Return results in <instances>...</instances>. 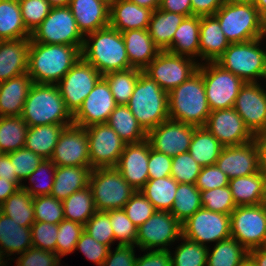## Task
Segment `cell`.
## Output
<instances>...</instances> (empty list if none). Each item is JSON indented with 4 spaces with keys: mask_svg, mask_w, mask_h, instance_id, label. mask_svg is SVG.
Segmentation results:
<instances>
[{
    "mask_svg": "<svg viewBox=\"0 0 266 266\" xmlns=\"http://www.w3.org/2000/svg\"><path fill=\"white\" fill-rule=\"evenodd\" d=\"M4 258H6V257L3 254V252L0 250V266H8L9 265V263L7 262L8 259H4Z\"/></svg>",
    "mask_w": 266,
    "mask_h": 266,
    "instance_id": "09005b40",
    "label": "cell"
},
{
    "mask_svg": "<svg viewBox=\"0 0 266 266\" xmlns=\"http://www.w3.org/2000/svg\"><path fill=\"white\" fill-rule=\"evenodd\" d=\"M142 71L137 68H130L123 71L108 72L102 76L107 81L117 105L128 104Z\"/></svg>",
    "mask_w": 266,
    "mask_h": 266,
    "instance_id": "f6af8a7d",
    "label": "cell"
},
{
    "mask_svg": "<svg viewBox=\"0 0 266 266\" xmlns=\"http://www.w3.org/2000/svg\"><path fill=\"white\" fill-rule=\"evenodd\" d=\"M204 79L206 98L211 111L234 107L240 88L245 82L217 62L199 64Z\"/></svg>",
    "mask_w": 266,
    "mask_h": 266,
    "instance_id": "9c48e42d",
    "label": "cell"
},
{
    "mask_svg": "<svg viewBox=\"0 0 266 266\" xmlns=\"http://www.w3.org/2000/svg\"><path fill=\"white\" fill-rule=\"evenodd\" d=\"M50 160L56 166H90L86 128L70 125L58 138Z\"/></svg>",
    "mask_w": 266,
    "mask_h": 266,
    "instance_id": "d6986e66",
    "label": "cell"
},
{
    "mask_svg": "<svg viewBox=\"0 0 266 266\" xmlns=\"http://www.w3.org/2000/svg\"><path fill=\"white\" fill-rule=\"evenodd\" d=\"M109 215L111 227L113 229L114 240L118 245H135L137 238V227L127 217L123 209L109 210L106 212Z\"/></svg>",
    "mask_w": 266,
    "mask_h": 266,
    "instance_id": "816d5d0a",
    "label": "cell"
},
{
    "mask_svg": "<svg viewBox=\"0 0 266 266\" xmlns=\"http://www.w3.org/2000/svg\"><path fill=\"white\" fill-rule=\"evenodd\" d=\"M22 119L28 127L44 124H73V115L55 84L33 83L24 103Z\"/></svg>",
    "mask_w": 266,
    "mask_h": 266,
    "instance_id": "277c9868",
    "label": "cell"
},
{
    "mask_svg": "<svg viewBox=\"0 0 266 266\" xmlns=\"http://www.w3.org/2000/svg\"><path fill=\"white\" fill-rule=\"evenodd\" d=\"M121 33L133 68L143 70L160 52L148 29H134Z\"/></svg>",
    "mask_w": 266,
    "mask_h": 266,
    "instance_id": "f1b7e54d",
    "label": "cell"
},
{
    "mask_svg": "<svg viewBox=\"0 0 266 266\" xmlns=\"http://www.w3.org/2000/svg\"><path fill=\"white\" fill-rule=\"evenodd\" d=\"M144 253L137 257L135 266H171L170 250H147Z\"/></svg>",
    "mask_w": 266,
    "mask_h": 266,
    "instance_id": "03108f58",
    "label": "cell"
},
{
    "mask_svg": "<svg viewBox=\"0 0 266 266\" xmlns=\"http://www.w3.org/2000/svg\"><path fill=\"white\" fill-rule=\"evenodd\" d=\"M224 147L236 146L254 140L234 108L211 111L204 126Z\"/></svg>",
    "mask_w": 266,
    "mask_h": 266,
    "instance_id": "44dd1931",
    "label": "cell"
},
{
    "mask_svg": "<svg viewBox=\"0 0 266 266\" xmlns=\"http://www.w3.org/2000/svg\"><path fill=\"white\" fill-rule=\"evenodd\" d=\"M26 29L32 33L48 16L51 5L47 0H18Z\"/></svg>",
    "mask_w": 266,
    "mask_h": 266,
    "instance_id": "db71d44e",
    "label": "cell"
},
{
    "mask_svg": "<svg viewBox=\"0 0 266 266\" xmlns=\"http://www.w3.org/2000/svg\"><path fill=\"white\" fill-rule=\"evenodd\" d=\"M213 16L230 43L266 37V22L253 3H224Z\"/></svg>",
    "mask_w": 266,
    "mask_h": 266,
    "instance_id": "8992f818",
    "label": "cell"
},
{
    "mask_svg": "<svg viewBox=\"0 0 266 266\" xmlns=\"http://www.w3.org/2000/svg\"><path fill=\"white\" fill-rule=\"evenodd\" d=\"M152 13L153 10L141 7L129 0H112L109 26L120 32L148 29Z\"/></svg>",
    "mask_w": 266,
    "mask_h": 266,
    "instance_id": "d4e9b609",
    "label": "cell"
},
{
    "mask_svg": "<svg viewBox=\"0 0 266 266\" xmlns=\"http://www.w3.org/2000/svg\"><path fill=\"white\" fill-rule=\"evenodd\" d=\"M18 189L19 187L14 182L0 178V205Z\"/></svg>",
    "mask_w": 266,
    "mask_h": 266,
    "instance_id": "8c879c8a",
    "label": "cell"
},
{
    "mask_svg": "<svg viewBox=\"0 0 266 266\" xmlns=\"http://www.w3.org/2000/svg\"><path fill=\"white\" fill-rule=\"evenodd\" d=\"M82 47L36 43L30 38L27 73L32 82L56 85L82 57Z\"/></svg>",
    "mask_w": 266,
    "mask_h": 266,
    "instance_id": "6da1fadb",
    "label": "cell"
},
{
    "mask_svg": "<svg viewBox=\"0 0 266 266\" xmlns=\"http://www.w3.org/2000/svg\"><path fill=\"white\" fill-rule=\"evenodd\" d=\"M159 9L186 17L192 16L191 0H160Z\"/></svg>",
    "mask_w": 266,
    "mask_h": 266,
    "instance_id": "a7ac6f4b",
    "label": "cell"
},
{
    "mask_svg": "<svg viewBox=\"0 0 266 266\" xmlns=\"http://www.w3.org/2000/svg\"><path fill=\"white\" fill-rule=\"evenodd\" d=\"M201 208V191L196 185L178 183L170 213L182 224Z\"/></svg>",
    "mask_w": 266,
    "mask_h": 266,
    "instance_id": "ee69618b",
    "label": "cell"
},
{
    "mask_svg": "<svg viewBox=\"0 0 266 266\" xmlns=\"http://www.w3.org/2000/svg\"><path fill=\"white\" fill-rule=\"evenodd\" d=\"M248 258V251L233 237L208 248L206 266H240Z\"/></svg>",
    "mask_w": 266,
    "mask_h": 266,
    "instance_id": "ab89813d",
    "label": "cell"
},
{
    "mask_svg": "<svg viewBox=\"0 0 266 266\" xmlns=\"http://www.w3.org/2000/svg\"><path fill=\"white\" fill-rule=\"evenodd\" d=\"M216 165L227 175L229 180L257 173L259 171V152L255 141L223 147Z\"/></svg>",
    "mask_w": 266,
    "mask_h": 266,
    "instance_id": "7402d4cb",
    "label": "cell"
},
{
    "mask_svg": "<svg viewBox=\"0 0 266 266\" xmlns=\"http://www.w3.org/2000/svg\"><path fill=\"white\" fill-rule=\"evenodd\" d=\"M224 4V0H191L192 15L213 16Z\"/></svg>",
    "mask_w": 266,
    "mask_h": 266,
    "instance_id": "003e7915",
    "label": "cell"
},
{
    "mask_svg": "<svg viewBox=\"0 0 266 266\" xmlns=\"http://www.w3.org/2000/svg\"><path fill=\"white\" fill-rule=\"evenodd\" d=\"M91 167L56 166L51 196L63 201L74 192L89 186Z\"/></svg>",
    "mask_w": 266,
    "mask_h": 266,
    "instance_id": "4dcf8cb0",
    "label": "cell"
},
{
    "mask_svg": "<svg viewBox=\"0 0 266 266\" xmlns=\"http://www.w3.org/2000/svg\"><path fill=\"white\" fill-rule=\"evenodd\" d=\"M81 56L102 75L133 68L129 62L122 33L111 26L86 34Z\"/></svg>",
    "mask_w": 266,
    "mask_h": 266,
    "instance_id": "7a4b0ae2",
    "label": "cell"
},
{
    "mask_svg": "<svg viewBox=\"0 0 266 266\" xmlns=\"http://www.w3.org/2000/svg\"><path fill=\"white\" fill-rule=\"evenodd\" d=\"M253 4L257 8L260 17L266 22V0H254Z\"/></svg>",
    "mask_w": 266,
    "mask_h": 266,
    "instance_id": "11e5206c",
    "label": "cell"
},
{
    "mask_svg": "<svg viewBox=\"0 0 266 266\" xmlns=\"http://www.w3.org/2000/svg\"><path fill=\"white\" fill-rule=\"evenodd\" d=\"M0 212L20 226L31 227L35 222L33 197L22 188H19L0 205Z\"/></svg>",
    "mask_w": 266,
    "mask_h": 266,
    "instance_id": "60d3db41",
    "label": "cell"
},
{
    "mask_svg": "<svg viewBox=\"0 0 266 266\" xmlns=\"http://www.w3.org/2000/svg\"><path fill=\"white\" fill-rule=\"evenodd\" d=\"M201 170L189 152L172 157L171 177L178 183L195 184Z\"/></svg>",
    "mask_w": 266,
    "mask_h": 266,
    "instance_id": "f5cc1de1",
    "label": "cell"
},
{
    "mask_svg": "<svg viewBox=\"0 0 266 266\" xmlns=\"http://www.w3.org/2000/svg\"><path fill=\"white\" fill-rule=\"evenodd\" d=\"M84 231L99 243L110 248L115 242L109 215L106 212L97 211L84 225Z\"/></svg>",
    "mask_w": 266,
    "mask_h": 266,
    "instance_id": "11a10c76",
    "label": "cell"
},
{
    "mask_svg": "<svg viewBox=\"0 0 266 266\" xmlns=\"http://www.w3.org/2000/svg\"><path fill=\"white\" fill-rule=\"evenodd\" d=\"M116 106L107 81L101 77L80 108L73 114V124L87 128L94 124L107 123Z\"/></svg>",
    "mask_w": 266,
    "mask_h": 266,
    "instance_id": "ffe728a7",
    "label": "cell"
},
{
    "mask_svg": "<svg viewBox=\"0 0 266 266\" xmlns=\"http://www.w3.org/2000/svg\"><path fill=\"white\" fill-rule=\"evenodd\" d=\"M83 231L84 225L63 219L58 224L56 254L63 258V256L74 253L76 244Z\"/></svg>",
    "mask_w": 266,
    "mask_h": 266,
    "instance_id": "c3c4849f",
    "label": "cell"
},
{
    "mask_svg": "<svg viewBox=\"0 0 266 266\" xmlns=\"http://www.w3.org/2000/svg\"><path fill=\"white\" fill-rule=\"evenodd\" d=\"M201 204L206 210L230 215L237 207L229 185L207 191H201Z\"/></svg>",
    "mask_w": 266,
    "mask_h": 266,
    "instance_id": "681fc988",
    "label": "cell"
},
{
    "mask_svg": "<svg viewBox=\"0 0 266 266\" xmlns=\"http://www.w3.org/2000/svg\"><path fill=\"white\" fill-rule=\"evenodd\" d=\"M223 147L205 127H196L190 142L189 153L201 167H206L216 164Z\"/></svg>",
    "mask_w": 266,
    "mask_h": 266,
    "instance_id": "8d00e7d4",
    "label": "cell"
},
{
    "mask_svg": "<svg viewBox=\"0 0 266 266\" xmlns=\"http://www.w3.org/2000/svg\"><path fill=\"white\" fill-rule=\"evenodd\" d=\"M262 86L261 81L245 82L233 107L253 135L266 132V90Z\"/></svg>",
    "mask_w": 266,
    "mask_h": 266,
    "instance_id": "e0dca14e",
    "label": "cell"
},
{
    "mask_svg": "<svg viewBox=\"0 0 266 266\" xmlns=\"http://www.w3.org/2000/svg\"><path fill=\"white\" fill-rule=\"evenodd\" d=\"M193 58L176 55L169 51H160L143 69L165 92L170 93L175 87L187 81L199 66Z\"/></svg>",
    "mask_w": 266,
    "mask_h": 266,
    "instance_id": "8fae6325",
    "label": "cell"
},
{
    "mask_svg": "<svg viewBox=\"0 0 266 266\" xmlns=\"http://www.w3.org/2000/svg\"><path fill=\"white\" fill-rule=\"evenodd\" d=\"M86 133L91 168L115 167L126 143L107 123L91 125Z\"/></svg>",
    "mask_w": 266,
    "mask_h": 266,
    "instance_id": "2e32d148",
    "label": "cell"
},
{
    "mask_svg": "<svg viewBox=\"0 0 266 266\" xmlns=\"http://www.w3.org/2000/svg\"><path fill=\"white\" fill-rule=\"evenodd\" d=\"M169 118L196 127H204L211 113L204 79L198 69L191 77L168 93Z\"/></svg>",
    "mask_w": 266,
    "mask_h": 266,
    "instance_id": "3957f363",
    "label": "cell"
},
{
    "mask_svg": "<svg viewBox=\"0 0 266 266\" xmlns=\"http://www.w3.org/2000/svg\"><path fill=\"white\" fill-rule=\"evenodd\" d=\"M135 245H118L115 250L110 248L107 258L102 266H135L137 256L135 255Z\"/></svg>",
    "mask_w": 266,
    "mask_h": 266,
    "instance_id": "e7e4bbea",
    "label": "cell"
},
{
    "mask_svg": "<svg viewBox=\"0 0 266 266\" xmlns=\"http://www.w3.org/2000/svg\"><path fill=\"white\" fill-rule=\"evenodd\" d=\"M171 254V266H206L208 248L184 236ZM183 241V242H182Z\"/></svg>",
    "mask_w": 266,
    "mask_h": 266,
    "instance_id": "bcb514c9",
    "label": "cell"
},
{
    "mask_svg": "<svg viewBox=\"0 0 266 266\" xmlns=\"http://www.w3.org/2000/svg\"><path fill=\"white\" fill-rule=\"evenodd\" d=\"M0 178L14 182L19 188L23 184L15 174L10 156L7 153H0Z\"/></svg>",
    "mask_w": 266,
    "mask_h": 266,
    "instance_id": "89a4df30",
    "label": "cell"
},
{
    "mask_svg": "<svg viewBox=\"0 0 266 266\" xmlns=\"http://www.w3.org/2000/svg\"><path fill=\"white\" fill-rule=\"evenodd\" d=\"M182 236L206 247L210 242L216 244L231 237L230 215L202 207L182 223Z\"/></svg>",
    "mask_w": 266,
    "mask_h": 266,
    "instance_id": "9a60e30c",
    "label": "cell"
},
{
    "mask_svg": "<svg viewBox=\"0 0 266 266\" xmlns=\"http://www.w3.org/2000/svg\"><path fill=\"white\" fill-rule=\"evenodd\" d=\"M15 261L16 266H57L61 263V258L53 251L32 246L20 254Z\"/></svg>",
    "mask_w": 266,
    "mask_h": 266,
    "instance_id": "94428289",
    "label": "cell"
},
{
    "mask_svg": "<svg viewBox=\"0 0 266 266\" xmlns=\"http://www.w3.org/2000/svg\"><path fill=\"white\" fill-rule=\"evenodd\" d=\"M68 7L85 36L109 26L110 2L106 0H71Z\"/></svg>",
    "mask_w": 266,
    "mask_h": 266,
    "instance_id": "cb8c5ba5",
    "label": "cell"
},
{
    "mask_svg": "<svg viewBox=\"0 0 266 266\" xmlns=\"http://www.w3.org/2000/svg\"><path fill=\"white\" fill-rule=\"evenodd\" d=\"M199 38L200 16L192 15L185 17L177 28L172 40V45L168 51L198 61L200 57Z\"/></svg>",
    "mask_w": 266,
    "mask_h": 266,
    "instance_id": "1f68e13d",
    "label": "cell"
},
{
    "mask_svg": "<svg viewBox=\"0 0 266 266\" xmlns=\"http://www.w3.org/2000/svg\"><path fill=\"white\" fill-rule=\"evenodd\" d=\"M195 185L200 191H207L219 187L228 186L229 179L227 175L224 174L216 164L209 165L202 167Z\"/></svg>",
    "mask_w": 266,
    "mask_h": 266,
    "instance_id": "6125c7cd",
    "label": "cell"
},
{
    "mask_svg": "<svg viewBox=\"0 0 266 266\" xmlns=\"http://www.w3.org/2000/svg\"><path fill=\"white\" fill-rule=\"evenodd\" d=\"M149 141L125 144L115 168L137 191L148 181Z\"/></svg>",
    "mask_w": 266,
    "mask_h": 266,
    "instance_id": "603a6c76",
    "label": "cell"
},
{
    "mask_svg": "<svg viewBox=\"0 0 266 266\" xmlns=\"http://www.w3.org/2000/svg\"><path fill=\"white\" fill-rule=\"evenodd\" d=\"M30 38L1 40L0 82L27 72Z\"/></svg>",
    "mask_w": 266,
    "mask_h": 266,
    "instance_id": "484cf974",
    "label": "cell"
},
{
    "mask_svg": "<svg viewBox=\"0 0 266 266\" xmlns=\"http://www.w3.org/2000/svg\"><path fill=\"white\" fill-rule=\"evenodd\" d=\"M240 266H255L252 261L247 258Z\"/></svg>",
    "mask_w": 266,
    "mask_h": 266,
    "instance_id": "979ff035",
    "label": "cell"
},
{
    "mask_svg": "<svg viewBox=\"0 0 266 266\" xmlns=\"http://www.w3.org/2000/svg\"><path fill=\"white\" fill-rule=\"evenodd\" d=\"M264 39L266 37L230 43L216 62L244 82H259L258 79L266 81V49L262 47Z\"/></svg>",
    "mask_w": 266,
    "mask_h": 266,
    "instance_id": "52a82bcc",
    "label": "cell"
},
{
    "mask_svg": "<svg viewBox=\"0 0 266 266\" xmlns=\"http://www.w3.org/2000/svg\"><path fill=\"white\" fill-rule=\"evenodd\" d=\"M229 187L236 206L264 203V174L260 171L229 180Z\"/></svg>",
    "mask_w": 266,
    "mask_h": 266,
    "instance_id": "d6a6232c",
    "label": "cell"
},
{
    "mask_svg": "<svg viewBox=\"0 0 266 266\" xmlns=\"http://www.w3.org/2000/svg\"><path fill=\"white\" fill-rule=\"evenodd\" d=\"M89 187L96 211L99 212L123 209L137 191L115 167L93 168L89 177Z\"/></svg>",
    "mask_w": 266,
    "mask_h": 266,
    "instance_id": "ba28073f",
    "label": "cell"
},
{
    "mask_svg": "<svg viewBox=\"0 0 266 266\" xmlns=\"http://www.w3.org/2000/svg\"><path fill=\"white\" fill-rule=\"evenodd\" d=\"M70 125L72 124H44L28 127L24 147L43 159H50L60 134Z\"/></svg>",
    "mask_w": 266,
    "mask_h": 266,
    "instance_id": "e575fe53",
    "label": "cell"
},
{
    "mask_svg": "<svg viewBox=\"0 0 266 266\" xmlns=\"http://www.w3.org/2000/svg\"><path fill=\"white\" fill-rule=\"evenodd\" d=\"M196 126L168 119L147 133L152 149L170 157L189 152Z\"/></svg>",
    "mask_w": 266,
    "mask_h": 266,
    "instance_id": "ac0fdd59",
    "label": "cell"
},
{
    "mask_svg": "<svg viewBox=\"0 0 266 266\" xmlns=\"http://www.w3.org/2000/svg\"><path fill=\"white\" fill-rule=\"evenodd\" d=\"M172 157L151 148L149 143V179L171 176Z\"/></svg>",
    "mask_w": 266,
    "mask_h": 266,
    "instance_id": "be15d7a7",
    "label": "cell"
},
{
    "mask_svg": "<svg viewBox=\"0 0 266 266\" xmlns=\"http://www.w3.org/2000/svg\"><path fill=\"white\" fill-rule=\"evenodd\" d=\"M229 45L230 42L214 16L200 17L199 60L202 63L216 62Z\"/></svg>",
    "mask_w": 266,
    "mask_h": 266,
    "instance_id": "4316f807",
    "label": "cell"
},
{
    "mask_svg": "<svg viewBox=\"0 0 266 266\" xmlns=\"http://www.w3.org/2000/svg\"><path fill=\"white\" fill-rule=\"evenodd\" d=\"M27 131L21 116L0 117V152L8 154L24 148Z\"/></svg>",
    "mask_w": 266,
    "mask_h": 266,
    "instance_id": "7bdbcfd3",
    "label": "cell"
},
{
    "mask_svg": "<svg viewBox=\"0 0 266 266\" xmlns=\"http://www.w3.org/2000/svg\"><path fill=\"white\" fill-rule=\"evenodd\" d=\"M254 141L259 152V171L266 173V132L254 135Z\"/></svg>",
    "mask_w": 266,
    "mask_h": 266,
    "instance_id": "2644e50d",
    "label": "cell"
},
{
    "mask_svg": "<svg viewBox=\"0 0 266 266\" xmlns=\"http://www.w3.org/2000/svg\"><path fill=\"white\" fill-rule=\"evenodd\" d=\"M264 250H266V238H265V241H264V244L262 245V247Z\"/></svg>",
    "mask_w": 266,
    "mask_h": 266,
    "instance_id": "67dfc351",
    "label": "cell"
},
{
    "mask_svg": "<svg viewBox=\"0 0 266 266\" xmlns=\"http://www.w3.org/2000/svg\"><path fill=\"white\" fill-rule=\"evenodd\" d=\"M55 172H56V165L50 159H44L38 165L36 170L32 174H30L26 179H24V182L25 181L27 182V180L31 182L29 184L30 187L27 184L24 185L23 182L21 188L26 190L27 193L32 197L50 195L52 192L53 183L55 179ZM47 173L50 175H48Z\"/></svg>",
    "mask_w": 266,
    "mask_h": 266,
    "instance_id": "7dc6e473",
    "label": "cell"
},
{
    "mask_svg": "<svg viewBox=\"0 0 266 266\" xmlns=\"http://www.w3.org/2000/svg\"><path fill=\"white\" fill-rule=\"evenodd\" d=\"M64 219L85 225L87 221L97 212L91 188L74 192L62 201Z\"/></svg>",
    "mask_w": 266,
    "mask_h": 266,
    "instance_id": "b9f144b4",
    "label": "cell"
},
{
    "mask_svg": "<svg viewBox=\"0 0 266 266\" xmlns=\"http://www.w3.org/2000/svg\"><path fill=\"white\" fill-rule=\"evenodd\" d=\"M31 38L21 15L18 0H0V40Z\"/></svg>",
    "mask_w": 266,
    "mask_h": 266,
    "instance_id": "74e56055",
    "label": "cell"
},
{
    "mask_svg": "<svg viewBox=\"0 0 266 266\" xmlns=\"http://www.w3.org/2000/svg\"><path fill=\"white\" fill-rule=\"evenodd\" d=\"M103 75L82 57L56 84L66 108L73 115Z\"/></svg>",
    "mask_w": 266,
    "mask_h": 266,
    "instance_id": "5bb4252c",
    "label": "cell"
},
{
    "mask_svg": "<svg viewBox=\"0 0 266 266\" xmlns=\"http://www.w3.org/2000/svg\"><path fill=\"white\" fill-rule=\"evenodd\" d=\"M127 106L146 133L170 119L168 93L143 71Z\"/></svg>",
    "mask_w": 266,
    "mask_h": 266,
    "instance_id": "5b68a950",
    "label": "cell"
},
{
    "mask_svg": "<svg viewBox=\"0 0 266 266\" xmlns=\"http://www.w3.org/2000/svg\"><path fill=\"white\" fill-rule=\"evenodd\" d=\"M248 258L255 266H266V250L261 247L249 250Z\"/></svg>",
    "mask_w": 266,
    "mask_h": 266,
    "instance_id": "753ad0ef",
    "label": "cell"
},
{
    "mask_svg": "<svg viewBox=\"0 0 266 266\" xmlns=\"http://www.w3.org/2000/svg\"><path fill=\"white\" fill-rule=\"evenodd\" d=\"M123 210L137 228L156 211L152 203L139 190L132 195Z\"/></svg>",
    "mask_w": 266,
    "mask_h": 266,
    "instance_id": "9f6ffc18",
    "label": "cell"
},
{
    "mask_svg": "<svg viewBox=\"0 0 266 266\" xmlns=\"http://www.w3.org/2000/svg\"><path fill=\"white\" fill-rule=\"evenodd\" d=\"M264 186H265V196H264V201H266V173H264Z\"/></svg>",
    "mask_w": 266,
    "mask_h": 266,
    "instance_id": "deb4b68c",
    "label": "cell"
},
{
    "mask_svg": "<svg viewBox=\"0 0 266 266\" xmlns=\"http://www.w3.org/2000/svg\"><path fill=\"white\" fill-rule=\"evenodd\" d=\"M141 7L151 9L155 11L156 9H159L160 0H129Z\"/></svg>",
    "mask_w": 266,
    "mask_h": 266,
    "instance_id": "34e18365",
    "label": "cell"
},
{
    "mask_svg": "<svg viewBox=\"0 0 266 266\" xmlns=\"http://www.w3.org/2000/svg\"><path fill=\"white\" fill-rule=\"evenodd\" d=\"M254 0H224V3L237 4V3H253Z\"/></svg>",
    "mask_w": 266,
    "mask_h": 266,
    "instance_id": "b9fcfbb0",
    "label": "cell"
},
{
    "mask_svg": "<svg viewBox=\"0 0 266 266\" xmlns=\"http://www.w3.org/2000/svg\"><path fill=\"white\" fill-rule=\"evenodd\" d=\"M186 16L156 9L153 11L148 31L160 51H168L174 34Z\"/></svg>",
    "mask_w": 266,
    "mask_h": 266,
    "instance_id": "836d02e7",
    "label": "cell"
},
{
    "mask_svg": "<svg viewBox=\"0 0 266 266\" xmlns=\"http://www.w3.org/2000/svg\"><path fill=\"white\" fill-rule=\"evenodd\" d=\"M30 228L33 247L56 253L58 224L35 221Z\"/></svg>",
    "mask_w": 266,
    "mask_h": 266,
    "instance_id": "680465c9",
    "label": "cell"
},
{
    "mask_svg": "<svg viewBox=\"0 0 266 266\" xmlns=\"http://www.w3.org/2000/svg\"><path fill=\"white\" fill-rule=\"evenodd\" d=\"M32 247L31 228L20 226L0 212V250L8 261L11 255H20Z\"/></svg>",
    "mask_w": 266,
    "mask_h": 266,
    "instance_id": "f546056e",
    "label": "cell"
},
{
    "mask_svg": "<svg viewBox=\"0 0 266 266\" xmlns=\"http://www.w3.org/2000/svg\"><path fill=\"white\" fill-rule=\"evenodd\" d=\"M51 7H66L71 0H47Z\"/></svg>",
    "mask_w": 266,
    "mask_h": 266,
    "instance_id": "2a66077c",
    "label": "cell"
},
{
    "mask_svg": "<svg viewBox=\"0 0 266 266\" xmlns=\"http://www.w3.org/2000/svg\"><path fill=\"white\" fill-rule=\"evenodd\" d=\"M33 208L37 222L59 224L64 219L62 201L51 195L33 197Z\"/></svg>",
    "mask_w": 266,
    "mask_h": 266,
    "instance_id": "f907efd6",
    "label": "cell"
},
{
    "mask_svg": "<svg viewBox=\"0 0 266 266\" xmlns=\"http://www.w3.org/2000/svg\"><path fill=\"white\" fill-rule=\"evenodd\" d=\"M32 84L31 76L27 72L0 82V117L22 115Z\"/></svg>",
    "mask_w": 266,
    "mask_h": 266,
    "instance_id": "83f0119b",
    "label": "cell"
},
{
    "mask_svg": "<svg viewBox=\"0 0 266 266\" xmlns=\"http://www.w3.org/2000/svg\"><path fill=\"white\" fill-rule=\"evenodd\" d=\"M107 124L126 143H138L147 139V133L127 105H117L111 112Z\"/></svg>",
    "mask_w": 266,
    "mask_h": 266,
    "instance_id": "d590c367",
    "label": "cell"
},
{
    "mask_svg": "<svg viewBox=\"0 0 266 266\" xmlns=\"http://www.w3.org/2000/svg\"><path fill=\"white\" fill-rule=\"evenodd\" d=\"M84 37L68 6L51 8L48 16L31 33V39L36 43L69 46H83Z\"/></svg>",
    "mask_w": 266,
    "mask_h": 266,
    "instance_id": "30bf717a",
    "label": "cell"
},
{
    "mask_svg": "<svg viewBox=\"0 0 266 266\" xmlns=\"http://www.w3.org/2000/svg\"><path fill=\"white\" fill-rule=\"evenodd\" d=\"M182 236V224L169 211H155V213L137 228V249L171 250ZM169 246V247H168ZM156 247V248H155Z\"/></svg>",
    "mask_w": 266,
    "mask_h": 266,
    "instance_id": "4fadbf2b",
    "label": "cell"
},
{
    "mask_svg": "<svg viewBox=\"0 0 266 266\" xmlns=\"http://www.w3.org/2000/svg\"><path fill=\"white\" fill-rule=\"evenodd\" d=\"M77 249L97 266H102L110 251L109 246L99 243L85 231L81 233L76 244L75 250Z\"/></svg>",
    "mask_w": 266,
    "mask_h": 266,
    "instance_id": "91938a15",
    "label": "cell"
},
{
    "mask_svg": "<svg viewBox=\"0 0 266 266\" xmlns=\"http://www.w3.org/2000/svg\"><path fill=\"white\" fill-rule=\"evenodd\" d=\"M8 154L15 174L22 182L32 174L44 160L41 156L25 147Z\"/></svg>",
    "mask_w": 266,
    "mask_h": 266,
    "instance_id": "6f0895ef",
    "label": "cell"
},
{
    "mask_svg": "<svg viewBox=\"0 0 266 266\" xmlns=\"http://www.w3.org/2000/svg\"><path fill=\"white\" fill-rule=\"evenodd\" d=\"M231 237L247 251L260 248L266 238V205L237 206L230 214Z\"/></svg>",
    "mask_w": 266,
    "mask_h": 266,
    "instance_id": "7c38bea8",
    "label": "cell"
},
{
    "mask_svg": "<svg viewBox=\"0 0 266 266\" xmlns=\"http://www.w3.org/2000/svg\"><path fill=\"white\" fill-rule=\"evenodd\" d=\"M178 182L171 176L148 179L139 190L154 206L156 211H171Z\"/></svg>",
    "mask_w": 266,
    "mask_h": 266,
    "instance_id": "f35d334b",
    "label": "cell"
}]
</instances>
